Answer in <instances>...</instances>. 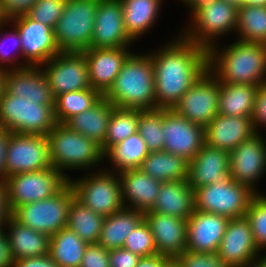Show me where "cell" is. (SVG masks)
<instances>
[{
    "mask_svg": "<svg viewBox=\"0 0 266 267\" xmlns=\"http://www.w3.org/2000/svg\"><path fill=\"white\" fill-rule=\"evenodd\" d=\"M172 41V42H171ZM151 52L156 106L173 109L180 98L208 70V51L181 34Z\"/></svg>",
    "mask_w": 266,
    "mask_h": 267,
    "instance_id": "obj_1",
    "label": "cell"
},
{
    "mask_svg": "<svg viewBox=\"0 0 266 267\" xmlns=\"http://www.w3.org/2000/svg\"><path fill=\"white\" fill-rule=\"evenodd\" d=\"M208 50V70L219 82L261 86L266 83V46L263 43L236 42Z\"/></svg>",
    "mask_w": 266,
    "mask_h": 267,
    "instance_id": "obj_2",
    "label": "cell"
},
{
    "mask_svg": "<svg viewBox=\"0 0 266 267\" xmlns=\"http://www.w3.org/2000/svg\"><path fill=\"white\" fill-rule=\"evenodd\" d=\"M131 53L109 90L103 95L115 107L157 109L151 54Z\"/></svg>",
    "mask_w": 266,
    "mask_h": 267,
    "instance_id": "obj_3",
    "label": "cell"
},
{
    "mask_svg": "<svg viewBox=\"0 0 266 267\" xmlns=\"http://www.w3.org/2000/svg\"><path fill=\"white\" fill-rule=\"evenodd\" d=\"M47 139L52 167L69 180L71 178L64 170L92 169L105 160V153L97 142L71 130L64 123H57L47 134Z\"/></svg>",
    "mask_w": 266,
    "mask_h": 267,
    "instance_id": "obj_4",
    "label": "cell"
},
{
    "mask_svg": "<svg viewBox=\"0 0 266 267\" xmlns=\"http://www.w3.org/2000/svg\"><path fill=\"white\" fill-rule=\"evenodd\" d=\"M190 10L192 22L181 35L207 51L218 37L236 32L238 9L225 0H203Z\"/></svg>",
    "mask_w": 266,
    "mask_h": 267,
    "instance_id": "obj_5",
    "label": "cell"
},
{
    "mask_svg": "<svg viewBox=\"0 0 266 267\" xmlns=\"http://www.w3.org/2000/svg\"><path fill=\"white\" fill-rule=\"evenodd\" d=\"M56 125L54 105L39 104L3 91L0 97V127L3 129L19 134L47 135Z\"/></svg>",
    "mask_w": 266,
    "mask_h": 267,
    "instance_id": "obj_6",
    "label": "cell"
},
{
    "mask_svg": "<svg viewBox=\"0 0 266 267\" xmlns=\"http://www.w3.org/2000/svg\"><path fill=\"white\" fill-rule=\"evenodd\" d=\"M99 0H66L54 28L61 52H83L91 48Z\"/></svg>",
    "mask_w": 266,
    "mask_h": 267,
    "instance_id": "obj_7",
    "label": "cell"
},
{
    "mask_svg": "<svg viewBox=\"0 0 266 267\" xmlns=\"http://www.w3.org/2000/svg\"><path fill=\"white\" fill-rule=\"evenodd\" d=\"M257 195L250 187L240 184L230 176L194 190L195 210L228 217H243L252 199Z\"/></svg>",
    "mask_w": 266,
    "mask_h": 267,
    "instance_id": "obj_8",
    "label": "cell"
},
{
    "mask_svg": "<svg viewBox=\"0 0 266 267\" xmlns=\"http://www.w3.org/2000/svg\"><path fill=\"white\" fill-rule=\"evenodd\" d=\"M74 197L73 187L68 183L54 196L16 207L11 216L22 225L52 236L66 228L69 205Z\"/></svg>",
    "mask_w": 266,
    "mask_h": 267,
    "instance_id": "obj_9",
    "label": "cell"
},
{
    "mask_svg": "<svg viewBox=\"0 0 266 267\" xmlns=\"http://www.w3.org/2000/svg\"><path fill=\"white\" fill-rule=\"evenodd\" d=\"M113 170V171H112ZM88 173L85 177L69 180L75 197L85 206L104 217L116 213L124 207L121 183L115 169ZM115 172V173H114Z\"/></svg>",
    "mask_w": 266,
    "mask_h": 267,
    "instance_id": "obj_10",
    "label": "cell"
},
{
    "mask_svg": "<svg viewBox=\"0 0 266 267\" xmlns=\"http://www.w3.org/2000/svg\"><path fill=\"white\" fill-rule=\"evenodd\" d=\"M68 183L69 179L53 167L9 176L4 185L10 212L16 207L54 196Z\"/></svg>",
    "mask_w": 266,
    "mask_h": 267,
    "instance_id": "obj_11",
    "label": "cell"
},
{
    "mask_svg": "<svg viewBox=\"0 0 266 267\" xmlns=\"http://www.w3.org/2000/svg\"><path fill=\"white\" fill-rule=\"evenodd\" d=\"M47 135L8 133L6 178L18 173L51 168Z\"/></svg>",
    "mask_w": 266,
    "mask_h": 267,
    "instance_id": "obj_12",
    "label": "cell"
},
{
    "mask_svg": "<svg viewBox=\"0 0 266 267\" xmlns=\"http://www.w3.org/2000/svg\"><path fill=\"white\" fill-rule=\"evenodd\" d=\"M8 22L14 23L20 36L24 67L41 66L61 52L53 28L31 19L27 14Z\"/></svg>",
    "mask_w": 266,
    "mask_h": 267,
    "instance_id": "obj_13",
    "label": "cell"
},
{
    "mask_svg": "<svg viewBox=\"0 0 266 267\" xmlns=\"http://www.w3.org/2000/svg\"><path fill=\"white\" fill-rule=\"evenodd\" d=\"M219 81L207 70L173 107L178 114L204 128L218 114Z\"/></svg>",
    "mask_w": 266,
    "mask_h": 267,
    "instance_id": "obj_14",
    "label": "cell"
},
{
    "mask_svg": "<svg viewBox=\"0 0 266 267\" xmlns=\"http://www.w3.org/2000/svg\"><path fill=\"white\" fill-rule=\"evenodd\" d=\"M41 67L54 98L62 93L90 88L88 65L83 52H60Z\"/></svg>",
    "mask_w": 266,
    "mask_h": 267,
    "instance_id": "obj_15",
    "label": "cell"
},
{
    "mask_svg": "<svg viewBox=\"0 0 266 267\" xmlns=\"http://www.w3.org/2000/svg\"><path fill=\"white\" fill-rule=\"evenodd\" d=\"M163 139V151L191 161L205 145V130L175 110L163 109Z\"/></svg>",
    "mask_w": 266,
    "mask_h": 267,
    "instance_id": "obj_16",
    "label": "cell"
},
{
    "mask_svg": "<svg viewBox=\"0 0 266 267\" xmlns=\"http://www.w3.org/2000/svg\"><path fill=\"white\" fill-rule=\"evenodd\" d=\"M256 133L241 142L230 152L229 176L234 181L250 187L260 194L255 186L266 173V140Z\"/></svg>",
    "mask_w": 266,
    "mask_h": 267,
    "instance_id": "obj_17",
    "label": "cell"
},
{
    "mask_svg": "<svg viewBox=\"0 0 266 267\" xmlns=\"http://www.w3.org/2000/svg\"><path fill=\"white\" fill-rule=\"evenodd\" d=\"M249 220L243 216L230 219L217 254L227 267H252L260 257Z\"/></svg>",
    "mask_w": 266,
    "mask_h": 267,
    "instance_id": "obj_18",
    "label": "cell"
},
{
    "mask_svg": "<svg viewBox=\"0 0 266 267\" xmlns=\"http://www.w3.org/2000/svg\"><path fill=\"white\" fill-rule=\"evenodd\" d=\"M134 40L127 34L120 0H99L91 48L130 47Z\"/></svg>",
    "mask_w": 266,
    "mask_h": 267,
    "instance_id": "obj_19",
    "label": "cell"
},
{
    "mask_svg": "<svg viewBox=\"0 0 266 267\" xmlns=\"http://www.w3.org/2000/svg\"><path fill=\"white\" fill-rule=\"evenodd\" d=\"M229 220L222 215L194 209L187 220L186 250L217 253Z\"/></svg>",
    "mask_w": 266,
    "mask_h": 267,
    "instance_id": "obj_20",
    "label": "cell"
},
{
    "mask_svg": "<svg viewBox=\"0 0 266 267\" xmlns=\"http://www.w3.org/2000/svg\"><path fill=\"white\" fill-rule=\"evenodd\" d=\"M144 220L150 226L158 255L175 260L186 250L187 220L150 210L144 212Z\"/></svg>",
    "mask_w": 266,
    "mask_h": 267,
    "instance_id": "obj_21",
    "label": "cell"
},
{
    "mask_svg": "<svg viewBox=\"0 0 266 267\" xmlns=\"http://www.w3.org/2000/svg\"><path fill=\"white\" fill-rule=\"evenodd\" d=\"M128 49L129 47L84 50L90 87L104 95L114 83L127 57L132 53Z\"/></svg>",
    "mask_w": 266,
    "mask_h": 267,
    "instance_id": "obj_22",
    "label": "cell"
},
{
    "mask_svg": "<svg viewBox=\"0 0 266 267\" xmlns=\"http://www.w3.org/2000/svg\"><path fill=\"white\" fill-rule=\"evenodd\" d=\"M4 90L10 95L21 96L39 104L54 105V96L41 66L6 70Z\"/></svg>",
    "mask_w": 266,
    "mask_h": 267,
    "instance_id": "obj_23",
    "label": "cell"
},
{
    "mask_svg": "<svg viewBox=\"0 0 266 267\" xmlns=\"http://www.w3.org/2000/svg\"><path fill=\"white\" fill-rule=\"evenodd\" d=\"M230 153L205 144L188 163L187 183L195 190L229 175Z\"/></svg>",
    "mask_w": 266,
    "mask_h": 267,
    "instance_id": "obj_24",
    "label": "cell"
},
{
    "mask_svg": "<svg viewBox=\"0 0 266 267\" xmlns=\"http://www.w3.org/2000/svg\"><path fill=\"white\" fill-rule=\"evenodd\" d=\"M205 144L228 151L251 138L256 131L252 118L217 114L204 128Z\"/></svg>",
    "mask_w": 266,
    "mask_h": 267,
    "instance_id": "obj_25",
    "label": "cell"
},
{
    "mask_svg": "<svg viewBox=\"0 0 266 267\" xmlns=\"http://www.w3.org/2000/svg\"><path fill=\"white\" fill-rule=\"evenodd\" d=\"M118 177L124 207L134 208L141 212L153 208L162 181L144 174L140 169L120 171Z\"/></svg>",
    "mask_w": 266,
    "mask_h": 267,
    "instance_id": "obj_26",
    "label": "cell"
},
{
    "mask_svg": "<svg viewBox=\"0 0 266 267\" xmlns=\"http://www.w3.org/2000/svg\"><path fill=\"white\" fill-rule=\"evenodd\" d=\"M13 261L49 254L50 236L22 225L12 216L5 227ZM7 228V229H6ZM8 230V232H7Z\"/></svg>",
    "mask_w": 266,
    "mask_h": 267,
    "instance_id": "obj_27",
    "label": "cell"
},
{
    "mask_svg": "<svg viewBox=\"0 0 266 267\" xmlns=\"http://www.w3.org/2000/svg\"><path fill=\"white\" fill-rule=\"evenodd\" d=\"M194 209V189L183 180L162 182L150 211L188 220Z\"/></svg>",
    "mask_w": 266,
    "mask_h": 267,
    "instance_id": "obj_28",
    "label": "cell"
},
{
    "mask_svg": "<svg viewBox=\"0 0 266 267\" xmlns=\"http://www.w3.org/2000/svg\"><path fill=\"white\" fill-rule=\"evenodd\" d=\"M115 106L102 97L94 106L69 118L64 124L71 130L94 140L100 146L105 142L110 115Z\"/></svg>",
    "mask_w": 266,
    "mask_h": 267,
    "instance_id": "obj_29",
    "label": "cell"
},
{
    "mask_svg": "<svg viewBox=\"0 0 266 267\" xmlns=\"http://www.w3.org/2000/svg\"><path fill=\"white\" fill-rule=\"evenodd\" d=\"M144 220V212L123 207L116 213L104 217L97 244L108 251L122 248L127 236Z\"/></svg>",
    "mask_w": 266,
    "mask_h": 267,
    "instance_id": "obj_30",
    "label": "cell"
},
{
    "mask_svg": "<svg viewBox=\"0 0 266 267\" xmlns=\"http://www.w3.org/2000/svg\"><path fill=\"white\" fill-rule=\"evenodd\" d=\"M258 86L219 82L218 114L252 118Z\"/></svg>",
    "mask_w": 266,
    "mask_h": 267,
    "instance_id": "obj_31",
    "label": "cell"
},
{
    "mask_svg": "<svg viewBox=\"0 0 266 267\" xmlns=\"http://www.w3.org/2000/svg\"><path fill=\"white\" fill-rule=\"evenodd\" d=\"M127 34L134 42L154 25L163 0H120Z\"/></svg>",
    "mask_w": 266,
    "mask_h": 267,
    "instance_id": "obj_32",
    "label": "cell"
},
{
    "mask_svg": "<svg viewBox=\"0 0 266 267\" xmlns=\"http://www.w3.org/2000/svg\"><path fill=\"white\" fill-rule=\"evenodd\" d=\"M188 163L184 157L166 151L149 152L139 169L162 182L183 181L188 178Z\"/></svg>",
    "mask_w": 266,
    "mask_h": 267,
    "instance_id": "obj_33",
    "label": "cell"
},
{
    "mask_svg": "<svg viewBox=\"0 0 266 267\" xmlns=\"http://www.w3.org/2000/svg\"><path fill=\"white\" fill-rule=\"evenodd\" d=\"M87 246L88 243L66 227L50 236L49 255L58 267H79Z\"/></svg>",
    "mask_w": 266,
    "mask_h": 267,
    "instance_id": "obj_34",
    "label": "cell"
},
{
    "mask_svg": "<svg viewBox=\"0 0 266 267\" xmlns=\"http://www.w3.org/2000/svg\"><path fill=\"white\" fill-rule=\"evenodd\" d=\"M104 216L85 206L76 197L69 205L66 227L88 244H97Z\"/></svg>",
    "mask_w": 266,
    "mask_h": 267,
    "instance_id": "obj_35",
    "label": "cell"
},
{
    "mask_svg": "<svg viewBox=\"0 0 266 267\" xmlns=\"http://www.w3.org/2000/svg\"><path fill=\"white\" fill-rule=\"evenodd\" d=\"M149 154L145 141L136 132L125 140L112 146L106 153L105 159L114 165L116 171L139 169L144 158ZM113 162V163H112Z\"/></svg>",
    "mask_w": 266,
    "mask_h": 267,
    "instance_id": "obj_36",
    "label": "cell"
},
{
    "mask_svg": "<svg viewBox=\"0 0 266 267\" xmlns=\"http://www.w3.org/2000/svg\"><path fill=\"white\" fill-rule=\"evenodd\" d=\"M236 34L243 42H266V6L245 4L238 8Z\"/></svg>",
    "mask_w": 266,
    "mask_h": 267,
    "instance_id": "obj_37",
    "label": "cell"
},
{
    "mask_svg": "<svg viewBox=\"0 0 266 267\" xmlns=\"http://www.w3.org/2000/svg\"><path fill=\"white\" fill-rule=\"evenodd\" d=\"M102 97L103 95L92 87L56 96L54 98V114L57 123H65L72 116L91 108Z\"/></svg>",
    "mask_w": 266,
    "mask_h": 267,
    "instance_id": "obj_38",
    "label": "cell"
},
{
    "mask_svg": "<svg viewBox=\"0 0 266 267\" xmlns=\"http://www.w3.org/2000/svg\"><path fill=\"white\" fill-rule=\"evenodd\" d=\"M139 109L114 107L108 123L105 142L101 146L106 153L112 146L138 132Z\"/></svg>",
    "mask_w": 266,
    "mask_h": 267,
    "instance_id": "obj_39",
    "label": "cell"
},
{
    "mask_svg": "<svg viewBox=\"0 0 266 267\" xmlns=\"http://www.w3.org/2000/svg\"><path fill=\"white\" fill-rule=\"evenodd\" d=\"M137 130L149 152L163 151V109L139 110Z\"/></svg>",
    "mask_w": 266,
    "mask_h": 267,
    "instance_id": "obj_40",
    "label": "cell"
},
{
    "mask_svg": "<svg viewBox=\"0 0 266 267\" xmlns=\"http://www.w3.org/2000/svg\"><path fill=\"white\" fill-rule=\"evenodd\" d=\"M245 217L249 220L257 248L266 250V195L257 194L251 201Z\"/></svg>",
    "mask_w": 266,
    "mask_h": 267,
    "instance_id": "obj_41",
    "label": "cell"
},
{
    "mask_svg": "<svg viewBox=\"0 0 266 267\" xmlns=\"http://www.w3.org/2000/svg\"><path fill=\"white\" fill-rule=\"evenodd\" d=\"M123 248L139 257H149L158 254L150 226L145 220L127 236Z\"/></svg>",
    "mask_w": 266,
    "mask_h": 267,
    "instance_id": "obj_42",
    "label": "cell"
},
{
    "mask_svg": "<svg viewBox=\"0 0 266 267\" xmlns=\"http://www.w3.org/2000/svg\"><path fill=\"white\" fill-rule=\"evenodd\" d=\"M66 0H38L30 8L27 15L43 25L55 28L62 15Z\"/></svg>",
    "mask_w": 266,
    "mask_h": 267,
    "instance_id": "obj_43",
    "label": "cell"
},
{
    "mask_svg": "<svg viewBox=\"0 0 266 267\" xmlns=\"http://www.w3.org/2000/svg\"><path fill=\"white\" fill-rule=\"evenodd\" d=\"M10 24H11V27L14 28V29L10 30V32H8L9 34L7 32H6V34L5 33L2 34L1 31H2V28H3L2 26L3 25L0 26V70H3V71L10 70V66L8 68L9 63L11 65H12V63L14 64L13 68L11 67V70L12 69L14 70V69L24 68V65L22 63H19V65H18V63L16 61L17 60L19 61V59H17L16 56H13L14 54L12 53V50H13V51H15L14 53H17V56L18 55H21L22 56L20 36L18 34V31H17L16 27L15 26L13 27L12 23H10ZM2 35L4 36V38L2 37ZM7 40L8 41L10 40L11 45H10L9 42H8L9 45H7L8 44L7 43ZM5 45L7 46V48L4 47ZM10 46H11V50L9 48ZM4 64L5 65L8 64L6 66L7 68L5 67Z\"/></svg>",
    "mask_w": 266,
    "mask_h": 267,
    "instance_id": "obj_44",
    "label": "cell"
},
{
    "mask_svg": "<svg viewBox=\"0 0 266 267\" xmlns=\"http://www.w3.org/2000/svg\"><path fill=\"white\" fill-rule=\"evenodd\" d=\"M174 262L179 267H227L217 253H200L185 250Z\"/></svg>",
    "mask_w": 266,
    "mask_h": 267,
    "instance_id": "obj_45",
    "label": "cell"
},
{
    "mask_svg": "<svg viewBox=\"0 0 266 267\" xmlns=\"http://www.w3.org/2000/svg\"><path fill=\"white\" fill-rule=\"evenodd\" d=\"M79 267H110L109 251L99 244H88Z\"/></svg>",
    "mask_w": 266,
    "mask_h": 267,
    "instance_id": "obj_46",
    "label": "cell"
},
{
    "mask_svg": "<svg viewBox=\"0 0 266 267\" xmlns=\"http://www.w3.org/2000/svg\"><path fill=\"white\" fill-rule=\"evenodd\" d=\"M36 1L38 0H0V7L4 18L9 21L27 14Z\"/></svg>",
    "mask_w": 266,
    "mask_h": 267,
    "instance_id": "obj_47",
    "label": "cell"
},
{
    "mask_svg": "<svg viewBox=\"0 0 266 267\" xmlns=\"http://www.w3.org/2000/svg\"><path fill=\"white\" fill-rule=\"evenodd\" d=\"M252 122L256 133H259L258 130L261 126L266 127V83L258 87L252 113Z\"/></svg>",
    "mask_w": 266,
    "mask_h": 267,
    "instance_id": "obj_48",
    "label": "cell"
},
{
    "mask_svg": "<svg viewBox=\"0 0 266 267\" xmlns=\"http://www.w3.org/2000/svg\"><path fill=\"white\" fill-rule=\"evenodd\" d=\"M140 258L123 247L109 251L110 267H136Z\"/></svg>",
    "mask_w": 266,
    "mask_h": 267,
    "instance_id": "obj_49",
    "label": "cell"
},
{
    "mask_svg": "<svg viewBox=\"0 0 266 267\" xmlns=\"http://www.w3.org/2000/svg\"><path fill=\"white\" fill-rule=\"evenodd\" d=\"M13 267H58L55 262L51 259L50 255L22 258L13 261Z\"/></svg>",
    "mask_w": 266,
    "mask_h": 267,
    "instance_id": "obj_50",
    "label": "cell"
},
{
    "mask_svg": "<svg viewBox=\"0 0 266 267\" xmlns=\"http://www.w3.org/2000/svg\"><path fill=\"white\" fill-rule=\"evenodd\" d=\"M0 267H13L6 231L0 230Z\"/></svg>",
    "mask_w": 266,
    "mask_h": 267,
    "instance_id": "obj_51",
    "label": "cell"
},
{
    "mask_svg": "<svg viewBox=\"0 0 266 267\" xmlns=\"http://www.w3.org/2000/svg\"><path fill=\"white\" fill-rule=\"evenodd\" d=\"M174 260L162 255L141 257L136 267H169Z\"/></svg>",
    "mask_w": 266,
    "mask_h": 267,
    "instance_id": "obj_52",
    "label": "cell"
},
{
    "mask_svg": "<svg viewBox=\"0 0 266 267\" xmlns=\"http://www.w3.org/2000/svg\"><path fill=\"white\" fill-rule=\"evenodd\" d=\"M8 131L0 127V183L4 184L6 181V147L8 140Z\"/></svg>",
    "mask_w": 266,
    "mask_h": 267,
    "instance_id": "obj_53",
    "label": "cell"
},
{
    "mask_svg": "<svg viewBox=\"0 0 266 267\" xmlns=\"http://www.w3.org/2000/svg\"><path fill=\"white\" fill-rule=\"evenodd\" d=\"M10 216L11 212L7 203L6 187L4 184L0 183V230L4 229Z\"/></svg>",
    "mask_w": 266,
    "mask_h": 267,
    "instance_id": "obj_54",
    "label": "cell"
},
{
    "mask_svg": "<svg viewBox=\"0 0 266 267\" xmlns=\"http://www.w3.org/2000/svg\"><path fill=\"white\" fill-rule=\"evenodd\" d=\"M252 267H266V255H261V257L254 262Z\"/></svg>",
    "mask_w": 266,
    "mask_h": 267,
    "instance_id": "obj_55",
    "label": "cell"
},
{
    "mask_svg": "<svg viewBox=\"0 0 266 267\" xmlns=\"http://www.w3.org/2000/svg\"><path fill=\"white\" fill-rule=\"evenodd\" d=\"M245 4L254 6H266V0H245Z\"/></svg>",
    "mask_w": 266,
    "mask_h": 267,
    "instance_id": "obj_56",
    "label": "cell"
},
{
    "mask_svg": "<svg viewBox=\"0 0 266 267\" xmlns=\"http://www.w3.org/2000/svg\"><path fill=\"white\" fill-rule=\"evenodd\" d=\"M227 3L232 4L237 9L245 5V0H225Z\"/></svg>",
    "mask_w": 266,
    "mask_h": 267,
    "instance_id": "obj_57",
    "label": "cell"
},
{
    "mask_svg": "<svg viewBox=\"0 0 266 267\" xmlns=\"http://www.w3.org/2000/svg\"><path fill=\"white\" fill-rule=\"evenodd\" d=\"M4 79H5V71L0 70V97L4 91Z\"/></svg>",
    "mask_w": 266,
    "mask_h": 267,
    "instance_id": "obj_58",
    "label": "cell"
},
{
    "mask_svg": "<svg viewBox=\"0 0 266 267\" xmlns=\"http://www.w3.org/2000/svg\"><path fill=\"white\" fill-rule=\"evenodd\" d=\"M180 1H182L187 5V7H190L192 9L195 5L202 2L203 0H180Z\"/></svg>",
    "mask_w": 266,
    "mask_h": 267,
    "instance_id": "obj_59",
    "label": "cell"
},
{
    "mask_svg": "<svg viewBox=\"0 0 266 267\" xmlns=\"http://www.w3.org/2000/svg\"><path fill=\"white\" fill-rule=\"evenodd\" d=\"M7 23H8V21L4 18L2 11H1V7H0V26L5 25Z\"/></svg>",
    "mask_w": 266,
    "mask_h": 267,
    "instance_id": "obj_60",
    "label": "cell"
},
{
    "mask_svg": "<svg viewBox=\"0 0 266 267\" xmlns=\"http://www.w3.org/2000/svg\"><path fill=\"white\" fill-rule=\"evenodd\" d=\"M169 267H179L175 262H173Z\"/></svg>",
    "mask_w": 266,
    "mask_h": 267,
    "instance_id": "obj_61",
    "label": "cell"
}]
</instances>
